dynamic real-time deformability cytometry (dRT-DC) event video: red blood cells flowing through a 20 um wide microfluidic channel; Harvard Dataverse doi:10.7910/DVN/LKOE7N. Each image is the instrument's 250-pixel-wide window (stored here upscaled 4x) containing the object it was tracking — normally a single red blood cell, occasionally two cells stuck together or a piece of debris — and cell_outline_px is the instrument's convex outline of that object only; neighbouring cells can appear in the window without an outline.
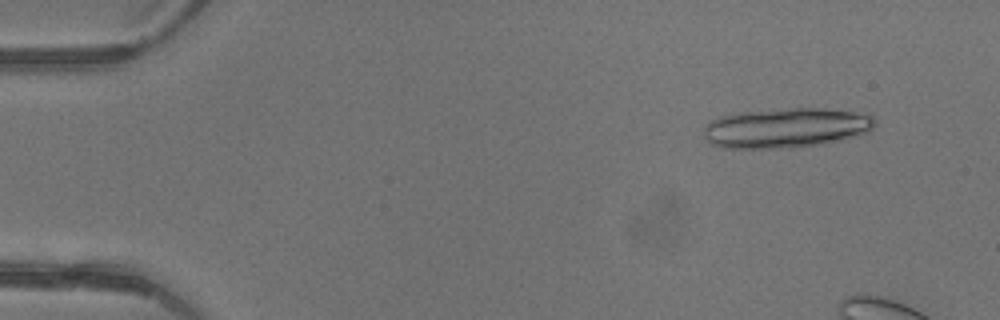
{"species": "common noctule bat (a hibernating species)", "species_latin": "Nyctalus noctula", "temperature_condition": "warm", "stored_images_in_passage": 4, "camera_frame_rate_fps": 3000, "um_per_image_px": 0.085, "animal": {"sex": "female"}, "frame": {"image": 1, "passage_image": 1, "time_ms": 0.0, "image_size_px": [1000, 320], "cell_outline_px": [[876, 124], [868, 132], [840, 140], [824, 144], [792, 148], [720, 148], [708, 144], [704, 136], [704, 124], [708, 120], [720, 116], [744, 112], [792, 108], [820, 108], [852, 112], [872, 116], [876, 120]], "centroid_in_image_um": [66.74, 10.89], "position_along_channel_um": 18.3, "area_um2": 39.94}}